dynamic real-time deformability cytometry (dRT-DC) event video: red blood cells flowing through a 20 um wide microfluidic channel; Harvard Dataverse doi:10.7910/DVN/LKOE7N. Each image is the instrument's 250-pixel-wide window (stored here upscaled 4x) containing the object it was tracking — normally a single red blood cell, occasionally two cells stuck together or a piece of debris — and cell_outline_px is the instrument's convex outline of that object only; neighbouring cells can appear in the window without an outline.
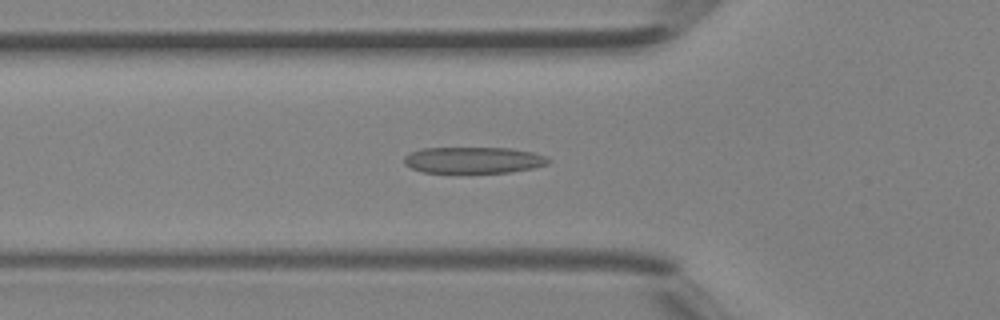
{"species": "Egyptian fruit bat (a non-hibernating species)", "species_latin": "Rousettus aegyptiacus", "temperature_condition": "room temperature", "stored_images_in_passage": 33, "camera_frame_rate_fps": 3000, "um_per_image_px": 0.085, "animal": {"sex": "female"}, "frame": {"image": 1, "passage_image": 6, "time_ms": 1.667, "image_size_px": [1000, 320], "cell_outline_px": [[552, 160], [548, 164], [532, 168], [508, 172], [424, 172], [412, 168], [404, 164], [404, 156], [408, 152], [420, 148], [512, 148], [532, 152], [548, 156]], "centroid_in_image_um": [40.25, 13.59], "position_along_channel_um": 85.6, "area_um2": 22.2}}
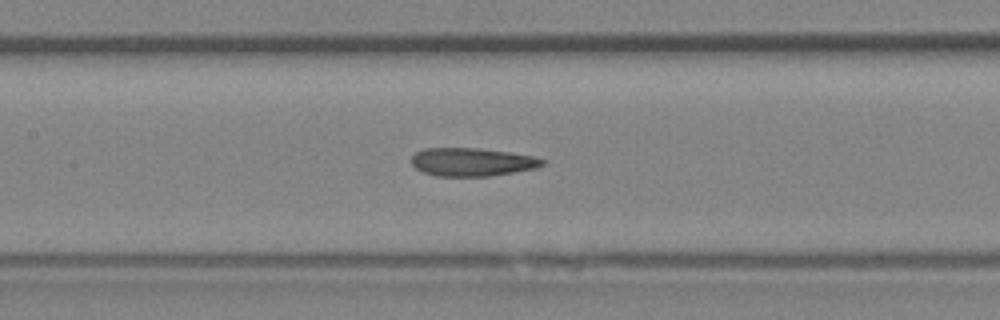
{"frame": {"image": 2, "passage_image": 11, "time_ms": 3.333, "image_size_px": [1000, 320], "cell_outline_px": [[544, 164], [536, 168], [488, 176], [436, 176], [424, 172], [416, 168], [412, 164], [412, 156], [416, 152], [424, 148], [476, 148], [508, 152], [532, 156], [544, 160]], "centroid_in_image_um": [40.09, 13.77], "position_along_channel_um": 167.3, "area_um2": 21.27}}
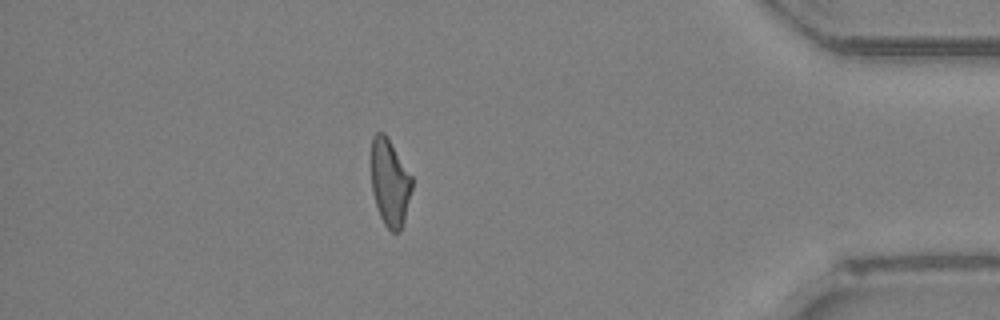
{"frame": {"image": 3, "passage_image": 28, "time_ms": 9.0, "image_size_px": [1000, 320], "cell_outline_px": [[412, 188], [404, 220], [400, 232], [392, 232], [384, 224], [380, 216], [372, 192], [372, 136], [376, 132], [384, 132], [412, 176]], "centroid_in_image_um": [33.14, 15.53], "position_along_channel_um": 402.1, "area_um2": 20.4}}